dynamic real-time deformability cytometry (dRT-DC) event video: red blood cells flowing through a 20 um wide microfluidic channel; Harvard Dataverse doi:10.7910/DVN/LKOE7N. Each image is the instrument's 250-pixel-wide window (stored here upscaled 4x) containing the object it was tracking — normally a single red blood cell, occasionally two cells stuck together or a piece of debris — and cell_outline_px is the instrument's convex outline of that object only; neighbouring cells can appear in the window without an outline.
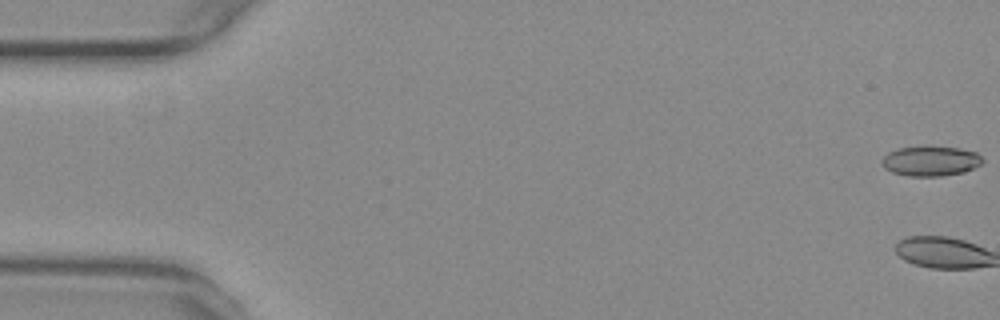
{"species": "common noctule bat (a hibernating species)", "species_latin": "Nyctalus noctula", "temperature_condition": "warm", "stored_images_in_passage": 56, "camera_frame_rate_fps": 3000, "um_per_image_px": 0.085, "animal": {"sex": "female", "body_mass_g": 29.2, "forearm_length_mm": 56.3}, "frame": {"image": 1, "passage_image": 1, "time_ms": 0.0, "image_size_px": [1000, 320], "cell_outline_px": [[984, 160], [980, 164], [964, 172], [940, 176], [908, 176], [892, 172], [884, 168], [880, 160], [888, 152], [900, 148], [924, 144], [928, 144], [960, 148], [976, 152]], "centroid_in_image_um": [79.07, 13.65], "position_along_channel_um": 5.9, "area_um2": 18.03}}
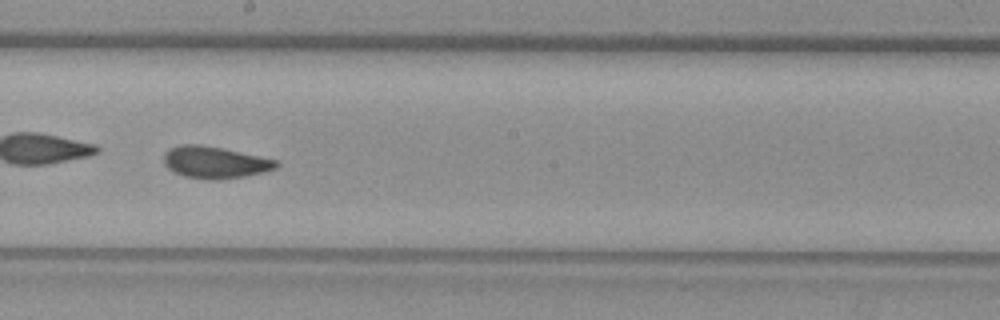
{"frame": {"image": 2, "passage_image": 32, "time_ms": 10.333, "image_size_px": [1000, 320], "cell_outline_px": [[280, 164], [276, 168], [264, 172], [244, 176], [216, 180], [208, 180], [184, 176], [168, 168], [164, 164], [164, 152], [168, 148], [180, 144], [200, 144], [220, 148], [276, 160]], "centroid_in_image_um": [18.22, 13.8], "position_along_channel_um": 230.0, "area_um2": 20.75}, "authors_computed_cell_mechanics": {"area_um2": 20.3167, "velocity_mm_per_s": 3.737, "shape_relaxation_time_tau1_ms": null, "shape_relaxation_time_tau2_ms": 1.5934, "deformation_change_tau1": null, "deformation_change_tau2": 0.0619}}